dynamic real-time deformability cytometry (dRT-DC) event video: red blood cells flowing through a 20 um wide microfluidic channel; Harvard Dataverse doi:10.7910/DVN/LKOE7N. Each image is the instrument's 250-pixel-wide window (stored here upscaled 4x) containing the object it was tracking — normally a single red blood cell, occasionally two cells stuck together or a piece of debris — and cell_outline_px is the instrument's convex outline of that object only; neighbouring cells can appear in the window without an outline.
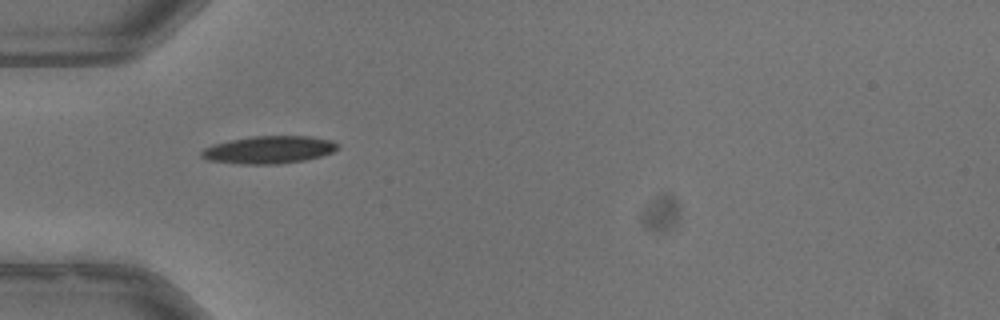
{"species": "common noctule bat (a hibernating species)", "species_latin": "Nyctalus noctula", "temperature_condition": "warm", "stored_images_in_passage": 31, "camera_frame_rate_fps": 3000, "um_per_image_px": 0.085, "animal": {"sex": "male", "body_mass_g": 13.3}, "frame": {"image": 1, "passage_image": 1, "time_ms": 0.0, "image_size_px": [1000, 320], "cell_outline_px": [[336, 148], [332, 152], [320, 156], [304, 160], [280, 164], [240, 164], [208, 160], [200, 156], [200, 152], [204, 148], [212, 144], [228, 140], [252, 136], [312, 136], [332, 140], [336, 144]], "centroid_in_image_um": [22.8, 12.72], "position_along_channel_um": 62.2, "area_um2": 21.91}}
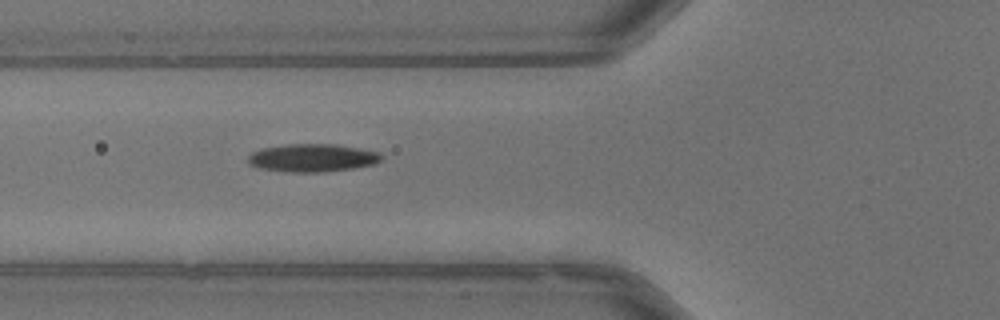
{"frame": {"image": 2, "passage_image": 4, "time_ms": 1.0, "image_size_px": [1000, 320], "cell_outline_px": [[380, 160], [376, 164], [352, 168], [324, 172], [284, 172], [260, 168], [248, 164], [248, 156], [252, 152], [260, 148], [284, 144], [340, 144], [380, 152]], "centroid_in_image_um": [26.53, 13.41], "position_along_channel_um": 99.3, "area_um2": 21.96}}
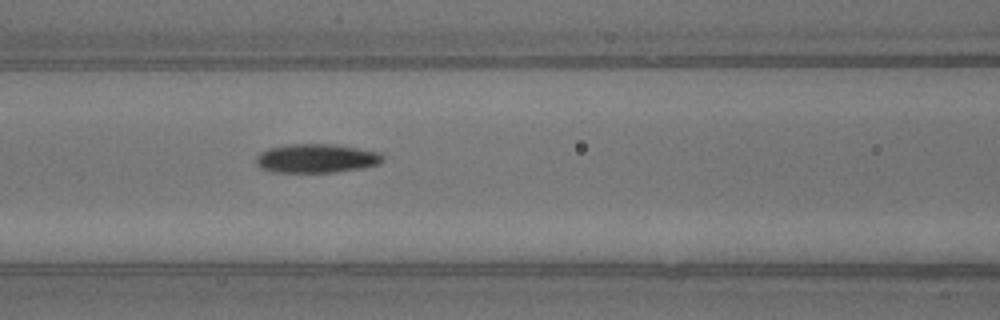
{"frame": {"image": 3, "passage_image": 7, "time_ms": 2.0, "image_size_px": [1000, 320], "cell_outline_px": [[384, 160], [380, 164], [364, 168], [336, 172], [272, 172], [260, 168], [256, 164], [256, 156], [260, 152], [268, 148], [288, 144], [332, 144], [380, 152], [384, 156]], "centroid_in_image_um": [26.9, 13.47], "position_along_channel_um": 139.7, "area_um2": 21.56}, "authors_computed_cell_mechanics": {"area_um2": 21.1548, "velocity_mm_per_s": 3.9894, "shape_relaxation_time_tau1_ms": 8.4057, "shape_relaxation_time_tau2_ms": 4.1419, "deformation_change_tau1": 0.2233, "deformation_change_tau2": 0.1169}}